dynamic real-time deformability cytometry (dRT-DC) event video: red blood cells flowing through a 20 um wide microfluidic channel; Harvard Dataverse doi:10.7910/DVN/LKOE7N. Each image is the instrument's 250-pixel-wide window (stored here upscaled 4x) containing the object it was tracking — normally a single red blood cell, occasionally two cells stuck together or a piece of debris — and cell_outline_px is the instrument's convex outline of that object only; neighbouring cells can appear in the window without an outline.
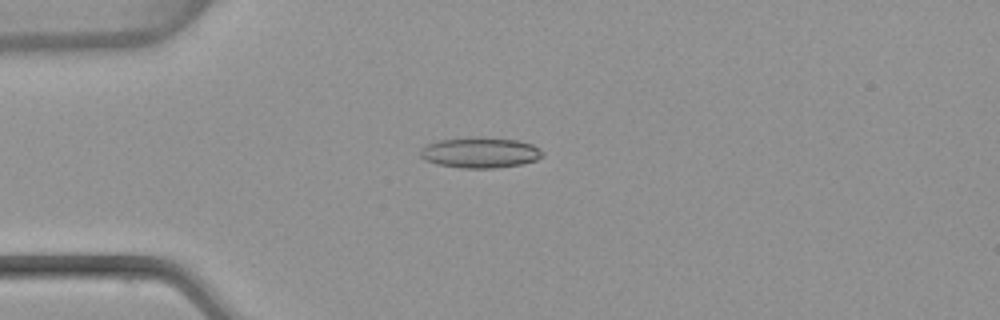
{"species": "common noctule bat (a hibernating species)", "species_latin": "Nyctalus noctula", "temperature_condition": "warm", "stored_images_in_passage": 53, "camera_frame_rate_fps": 3000, "um_per_image_px": 0.085, "animal": {"sex": "female", "body_mass_g": 22.7, "forearm_length_mm": 54.2}, "frame": {"image": 1, "passage_image": 14, "time_ms": 4.333, "image_size_px": [1000, 320], "cell_outline_px": [[544, 156], [536, 160], [520, 164], [496, 168], [464, 168], [436, 164], [424, 160], [420, 156], [420, 148], [428, 144], [440, 140], [472, 136], [476, 136], [516, 140], [532, 144], [540, 148], [544, 152]], "centroid_in_image_um": [40.81, 12.96], "position_along_channel_um": 44.2, "area_um2": 22.02}}
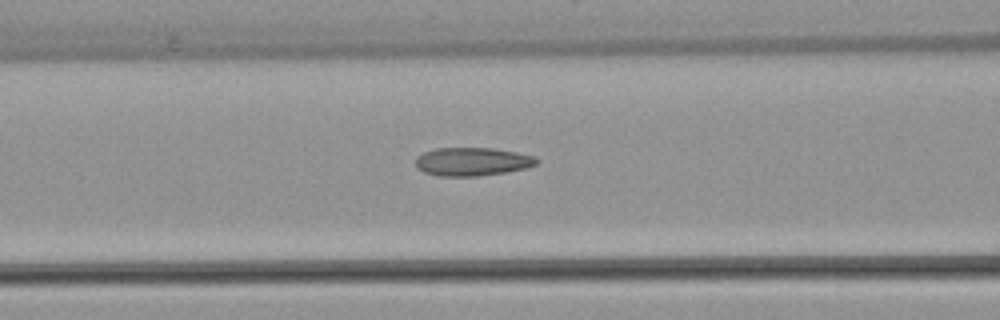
{"frame": {"image": 2, "passage_image": 22, "time_ms": 7.0, "image_size_px": [1000, 320], "cell_outline_px": [[540, 160], [536, 164], [528, 168], [508, 172], [476, 176], [436, 176], [424, 172], [416, 168], [416, 156], [424, 152], [436, 148], [492, 148], [516, 152], [536, 156]], "centroid_in_image_um": [40.16, 13.74], "position_along_channel_um": 126.4, "area_um2": 20.23}}
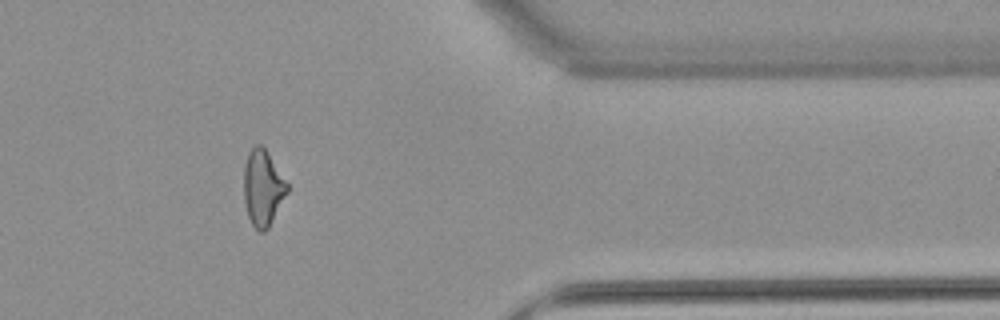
{"frame": {"image": 3, "passage_image": 44, "time_ms": 14.333, "image_size_px": [1000, 320], "cell_outline_px": [[288, 192], [268, 228], [264, 232], [260, 232], [252, 224], [248, 216], [244, 204], [244, 164], [248, 152], [256, 144], [260, 144], [268, 152], [288, 184]], "centroid_in_image_um": [22.33, 15.96], "position_along_channel_um": 389.1, "area_um2": 19.19}, "authors_computed_cell_mechanics": {"area_um2": 19.8254, "velocity_mm_per_s": 3.8492, "shape_relaxation_time_tau1_ms": null, "shape_relaxation_time_tau2_ms": 2.2007, "deformation_change_tau1": null, "deformation_change_tau2": 0.1109}}